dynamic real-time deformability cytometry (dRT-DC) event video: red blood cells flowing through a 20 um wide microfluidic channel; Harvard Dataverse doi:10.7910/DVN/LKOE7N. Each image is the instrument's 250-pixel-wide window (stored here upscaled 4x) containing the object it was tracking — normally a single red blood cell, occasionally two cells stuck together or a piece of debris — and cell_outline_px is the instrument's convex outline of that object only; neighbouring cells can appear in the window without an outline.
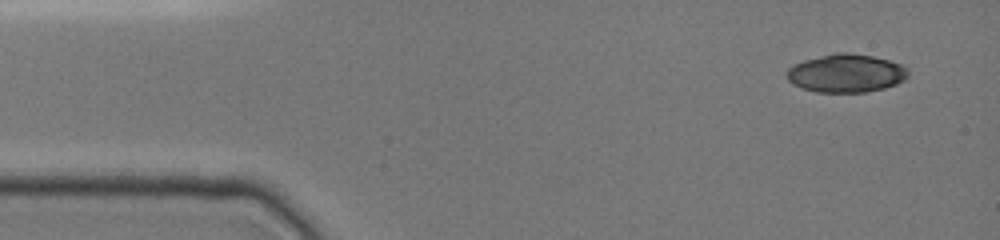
{"species": "common noctule bat (a hibernating species)", "species_latin": "Nyctalus noctula", "temperature_condition": "cold", "stored_images_in_passage": 13, "camera_frame_rate_fps": 3000, "um_per_image_px": 0.085, "animal": {"sex": "female", "body_mass_g": 19.0, "forearm_length_mm": 51.5}, "frame": {"image": 1, "passage_image": 1, "time_ms": 0.0, "image_size_px": [1000, 240], "cell_outline_px": [[908, 76], [904, 80], [896, 84], [884, 88], [864, 92], [816, 92], [792, 84], [784, 76], [784, 72], [792, 64], [804, 60], [836, 52], [848, 52], [872, 56], [888, 60], [900, 64], [908, 68]], "centroid_in_image_um": [71.88, 6.22], "position_along_channel_um": 13.1, "area_um2": 27.22}}
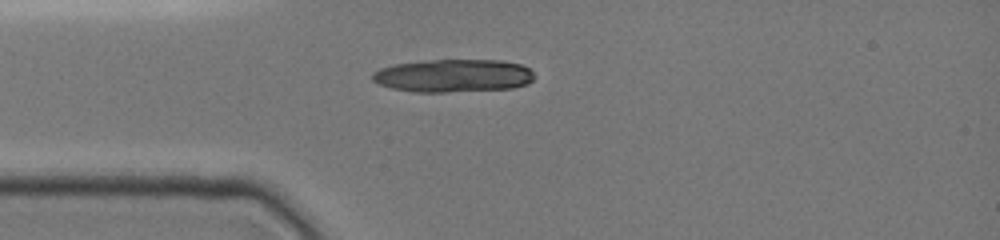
{"frame": {"image": 2, "passage_image": 7, "time_ms": 3.0, "image_size_px": [1000, 240], "cell_outline_px": [[536, 76], [528, 84], [512, 88], [444, 92], [412, 92], [392, 88], [380, 84], [372, 80], [372, 72], [380, 68], [396, 64], [432, 60], [500, 60], [520, 64], [528, 68]], "centroid_in_image_um": [38.54, 6.44], "position_along_channel_um": 46.5, "area_um2": 31.04}}